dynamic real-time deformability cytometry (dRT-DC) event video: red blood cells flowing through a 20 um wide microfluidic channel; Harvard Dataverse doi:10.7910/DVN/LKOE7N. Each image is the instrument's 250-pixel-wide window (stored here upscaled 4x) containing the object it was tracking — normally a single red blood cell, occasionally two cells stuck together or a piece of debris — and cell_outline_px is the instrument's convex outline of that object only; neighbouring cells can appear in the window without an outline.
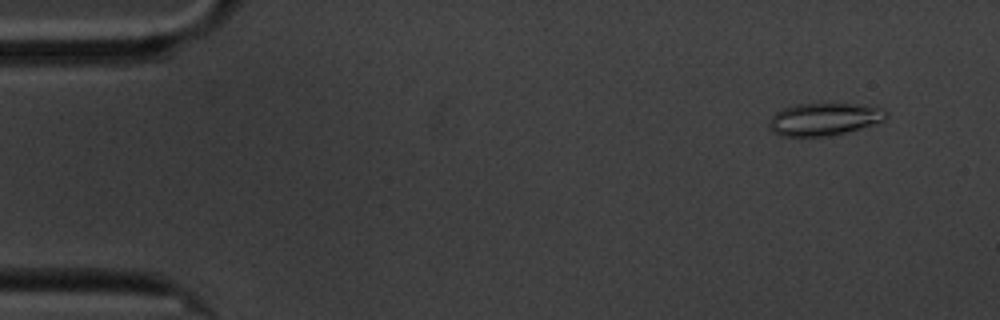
{"species": "common noctule bat (a hibernating species)", "species_latin": "Nyctalus noctula", "temperature_condition": "cold", "stored_images_in_passage": 14, "camera_frame_rate_fps": 3000, "um_per_image_px": 0.085, "animal": {"sex": "male", "body_mass_g": 20.1, "forearm_length_mm": 53.5}, "frame": {"image": 1, "passage_image": 1, "time_ms": 0.0, "image_size_px": [1000, 320], "cell_outline_px": [[888, 116], [884, 120], [844, 132], [828, 136], [780, 136], [772, 132], [768, 128], [768, 124], [772, 116], [776, 112], [784, 108], [796, 104], [856, 104], [880, 108], [888, 112]], "centroid_in_image_um": [69.99, 10.13], "position_along_channel_um": 15.0, "area_um2": 21.85}}